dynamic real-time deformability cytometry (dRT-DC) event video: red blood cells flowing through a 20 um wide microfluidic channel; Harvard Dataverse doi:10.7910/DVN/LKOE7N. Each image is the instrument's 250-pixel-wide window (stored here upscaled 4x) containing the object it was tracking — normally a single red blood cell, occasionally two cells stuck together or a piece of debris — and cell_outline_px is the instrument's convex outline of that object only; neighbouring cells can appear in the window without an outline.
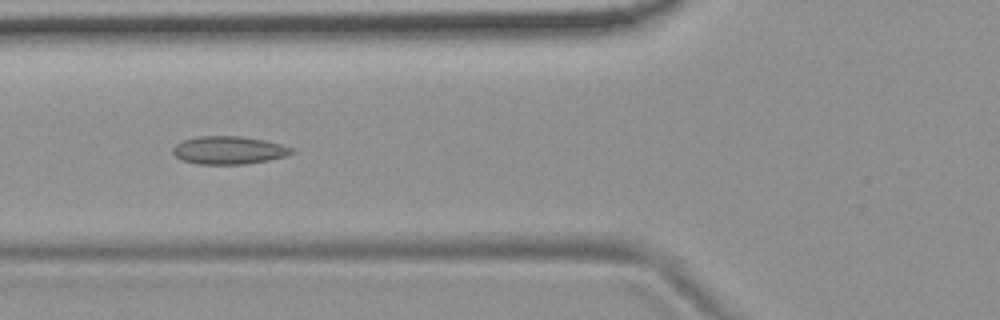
{"species": "common noctule bat (a hibernating species)", "species_latin": "Nyctalus noctula", "temperature_condition": "room temperature", "stored_images_in_passage": 6, "camera_frame_rate_fps": 3000, "um_per_image_px": 0.085, "animal": {"sex": "female", "body_mass_g": 19.9}, "frame": {"image": 1, "passage_image": 6, "time_ms": 1.667, "image_size_px": [1000, 320], "cell_outline_px": [[296, 152], [288, 156], [268, 160], [244, 164], [196, 164], [180, 160], [172, 152], [172, 148], [176, 144], [184, 140], [196, 136], [240, 136], [264, 140], [280, 144], [292, 148]], "centroid_in_image_um": [19.44, 12.77], "position_along_channel_um": 106.4, "area_um2": 19.48}}